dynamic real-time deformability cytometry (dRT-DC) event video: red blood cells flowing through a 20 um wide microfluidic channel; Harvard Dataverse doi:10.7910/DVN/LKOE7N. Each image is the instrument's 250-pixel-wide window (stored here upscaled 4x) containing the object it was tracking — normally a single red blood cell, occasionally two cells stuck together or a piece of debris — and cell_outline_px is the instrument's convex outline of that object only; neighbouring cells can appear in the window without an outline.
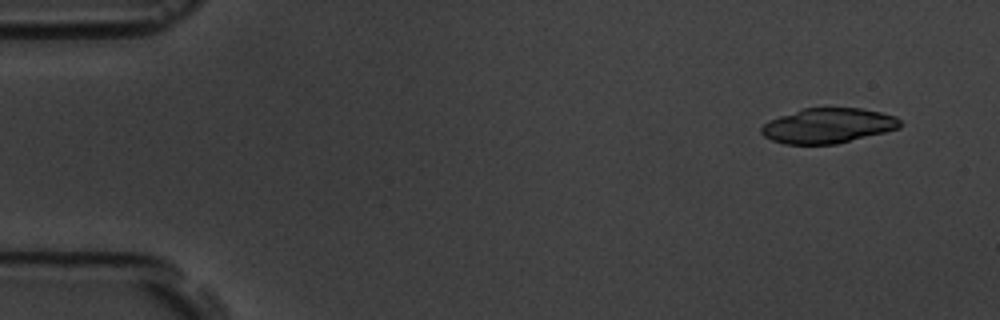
{"species": "common noctule bat (a hibernating species)", "species_latin": "Nyctalus noctula", "temperature_condition": "room temperature", "stored_images_in_passage": 9, "camera_frame_rate_fps": 3000, "um_per_image_px": 0.085, "animal": {"sex": "male", "body_mass_g": 19.5, "forearm_length_mm": 54.6}, "frame": {"image": 1, "passage_image": 1, "time_ms": 0.0, "image_size_px": [1000, 320], "cell_outline_px": [[904, 124], [900, 128], [836, 144], [784, 144], [772, 140], [764, 136], [760, 132], [760, 128], [768, 120], [804, 108], [860, 108], [880, 112], [896, 116]], "centroid_in_image_um": [70.39, 10.68], "position_along_channel_um": 14.6, "area_um2": 28.26}}
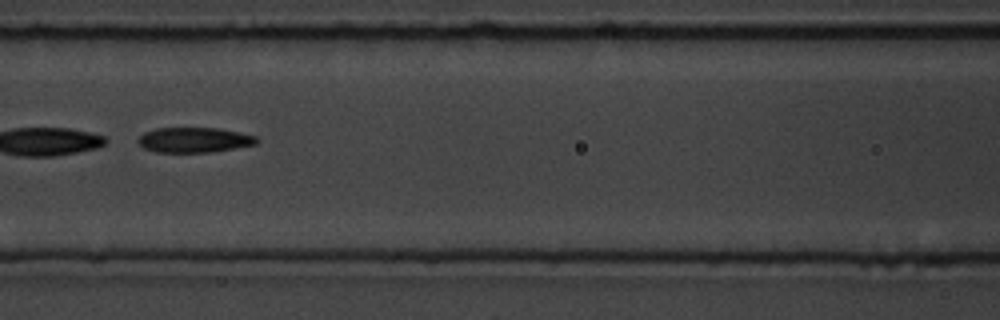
{"frame": {"image": 2, "passage_image": 7, "time_ms": 7.0, "image_size_px": [1000, 320], "cell_outline_px": [[260, 140], [256, 144], [212, 152], [156, 152], [144, 148], [136, 140], [144, 132], [156, 128], [220, 128], [256, 136]], "centroid_in_image_um": [16.51, 11.89], "position_along_channel_um": 150.1, "area_um2": 17.34}}
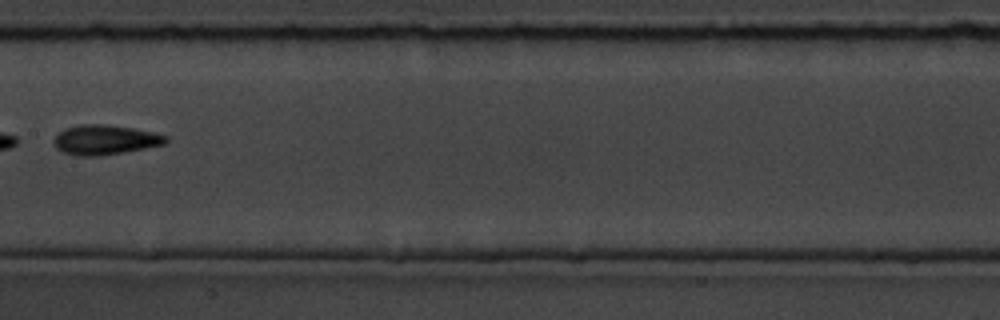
{"frame": {"image": 3, "passage_image": 8, "time_ms": 8.333, "image_size_px": [1000, 320], "cell_outline_px": [[168, 140], [164, 144], [144, 148], [100, 156], [76, 156], [64, 152], [56, 148], [52, 144], [52, 140], [64, 128], [84, 124], [104, 124], [132, 128], [152, 132], [168, 136]], "centroid_in_image_um": [8.89, 11.88], "position_along_channel_um": 198.5, "area_um2": 19.31}}